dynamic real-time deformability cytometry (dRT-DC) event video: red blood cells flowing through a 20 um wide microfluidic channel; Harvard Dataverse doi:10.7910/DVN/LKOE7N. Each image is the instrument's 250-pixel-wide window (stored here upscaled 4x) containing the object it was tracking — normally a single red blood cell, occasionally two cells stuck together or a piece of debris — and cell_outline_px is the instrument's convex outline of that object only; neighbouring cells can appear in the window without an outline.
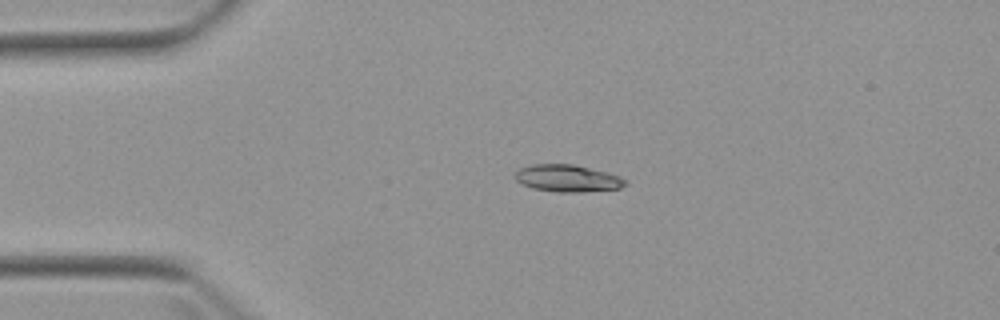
{"species": "Egyptian fruit bat (a non-hibernating species)", "species_latin": "Rousettus aegyptiacus", "temperature_condition": "warm", "stored_images_in_passage": 5, "camera_frame_rate_fps": 3000, "um_per_image_px": 0.085, "animal": {"sex": "female"}, "frame": {"image": 1, "passage_image": 4, "time_ms": 3.333, "image_size_px": [1000, 320], "cell_outline_px": [[628, 184], [620, 188], [580, 192], [556, 192], [532, 188], [516, 180], [512, 176], [520, 168], [532, 164], [572, 164], [608, 172], [620, 176], [628, 180]], "centroid_in_image_um": [48.26, 15.15], "position_along_channel_um": 36.7, "area_um2": 17.51}}